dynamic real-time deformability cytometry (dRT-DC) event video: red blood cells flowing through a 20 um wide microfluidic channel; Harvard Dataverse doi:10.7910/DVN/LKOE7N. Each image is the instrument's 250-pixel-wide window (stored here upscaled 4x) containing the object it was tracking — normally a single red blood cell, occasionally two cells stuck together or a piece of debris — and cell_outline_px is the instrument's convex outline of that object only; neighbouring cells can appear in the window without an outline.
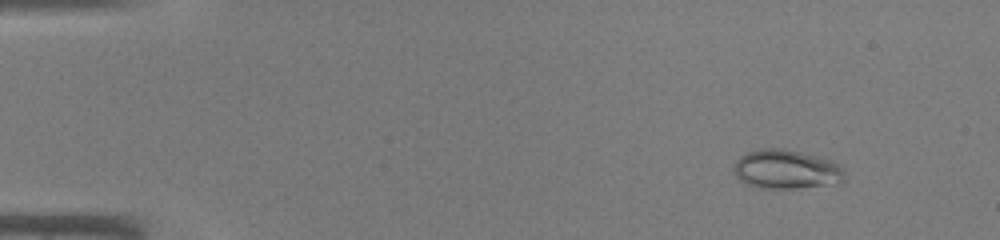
{"species": "common noctule bat (a hibernating species)", "species_latin": "Nyctalus noctula", "temperature_condition": "warm", "stored_images_in_passage": 44, "camera_frame_rate_fps": 3000, "um_per_image_px": 0.085, "animal": {"sex": "male", "body_mass_g": 19.0, "forearm_length_mm": 50.8}, "frame": {"image": 1, "passage_image": 4, "time_ms": 1.0, "image_size_px": [1000, 240], "cell_outline_px": [[844, 180], [836, 184], [796, 188], [760, 188], [748, 184], [740, 180], [736, 176], [736, 160], [740, 156], [748, 152], [764, 148], [784, 148], [832, 160], [844, 168]], "centroid_in_image_um": [66.88, 14.4], "position_along_channel_um": 18.1, "area_um2": 25.14}}
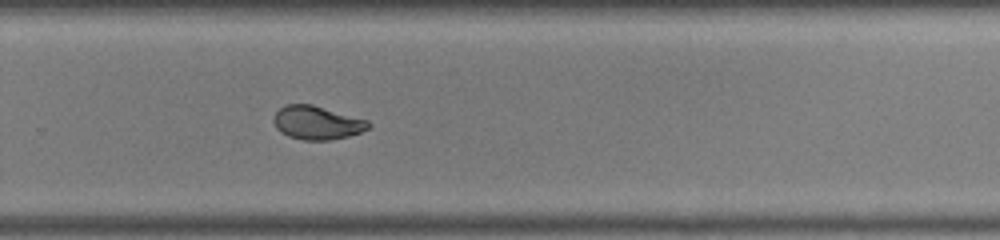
{"frame": {"image": 2, "passage_image": 30, "time_ms": 9.667, "image_size_px": [1000, 240], "cell_outline_px": [[372, 124], [368, 128], [360, 132], [348, 136], [332, 140], [304, 140], [288, 136], [280, 132], [276, 128], [272, 120], [276, 112], [284, 104], [312, 104], [368, 120]], "centroid_in_image_um": [26.93, 10.43], "position_along_channel_um": 302.9, "area_um2": 18.61}}
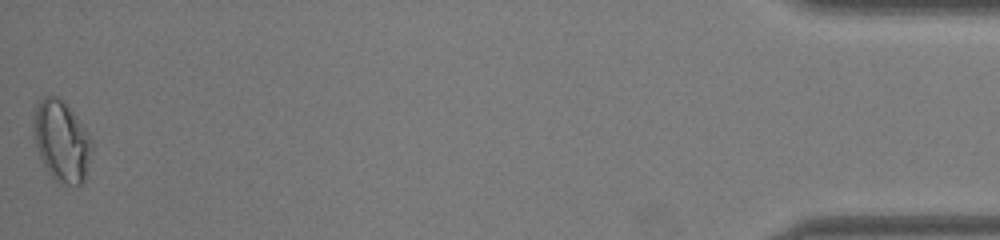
{"frame": {"image": 3, "passage_image": 44, "time_ms": 14.333, "image_size_px": [1000, 240], "cell_outline_px": [[92, 148], [84, 180], [80, 184], [60, 184], [48, 172], [40, 160], [36, 144], [32, 120], [36, 108], [40, 100], [44, 96], [56, 96], [64, 100], [88, 132], [92, 140]], "centroid_in_image_um": [5.23, 11.98], "position_along_channel_um": 430.0, "area_um2": 27.4}}